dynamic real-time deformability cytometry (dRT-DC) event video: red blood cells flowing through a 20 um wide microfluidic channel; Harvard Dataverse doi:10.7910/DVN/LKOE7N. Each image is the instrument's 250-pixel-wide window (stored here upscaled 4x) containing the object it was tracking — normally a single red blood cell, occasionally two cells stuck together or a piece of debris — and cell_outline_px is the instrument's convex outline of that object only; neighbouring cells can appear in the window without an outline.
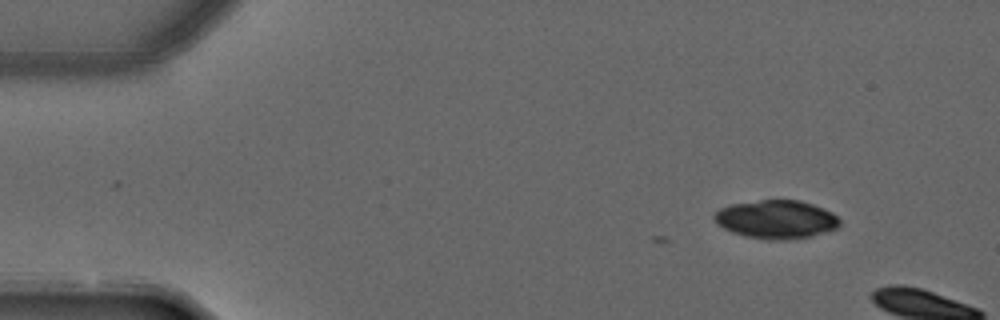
{"species": "common noctule bat (a hibernating species)", "species_latin": "Nyctalus noctula", "temperature_condition": "warm", "stored_images_in_passage": 3, "camera_frame_rate_fps": 3000, "um_per_image_px": 0.085, "animal": {"sex": "male", "forearm_length_mm": 52.5}, "frame": {"image": 1, "passage_image": 1, "time_ms": 0.0, "image_size_px": [1000, 320], "cell_outline_px": [[840, 224], [836, 228], [812, 236], [788, 240], [768, 240], [744, 236], [732, 232], [716, 224], [712, 216], [720, 208], [732, 204], [760, 200], [800, 200], [824, 208], [832, 212], [840, 220]], "centroid_in_image_um": [65.97, 18.65], "position_along_channel_um": 19.0, "area_um2": 28.21}}